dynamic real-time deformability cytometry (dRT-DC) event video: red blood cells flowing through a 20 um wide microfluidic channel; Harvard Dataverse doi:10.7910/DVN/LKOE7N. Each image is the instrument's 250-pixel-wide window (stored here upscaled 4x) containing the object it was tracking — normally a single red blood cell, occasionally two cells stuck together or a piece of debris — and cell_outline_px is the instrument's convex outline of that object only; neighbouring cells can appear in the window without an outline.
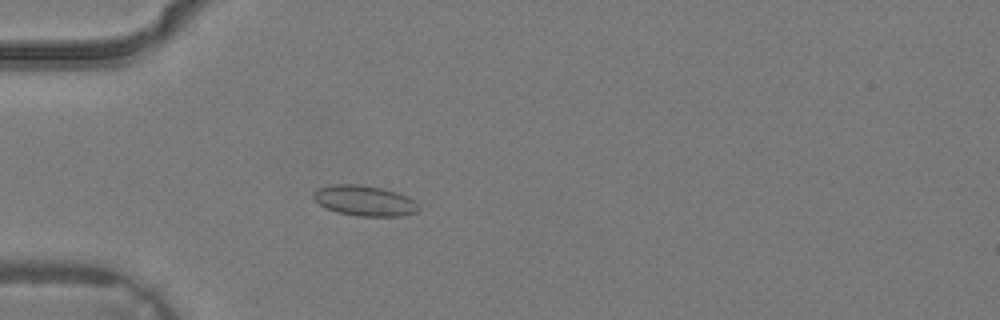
{"species": "common noctule bat (a hibernating species)", "species_latin": "Nyctalus noctula", "temperature_condition": "warm", "stored_images_in_passage": 3, "camera_frame_rate_fps": 3000, "um_per_image_px": 0.085, "animal": {"sex": "male", "body_mass_g": 19.2, "forearm_length_mm": 51.8}, "frame": {"image": 1, "passage_image": 3, "time_ms": 0.667, "image_size_px": [1000, 320], "cell_outline_px": [[420, 208], [416, 212], [400, 216], [356, 216], [336, 212], [320, 204], [312, 196], [312, 192], [320, 188], [332, 184], [360, 184], [384, 188], [408, 196]], "centroid_in_image_um": [30.98, 17.05], "position_along_channel_um": 54.0, "area_um2": 18.61}}